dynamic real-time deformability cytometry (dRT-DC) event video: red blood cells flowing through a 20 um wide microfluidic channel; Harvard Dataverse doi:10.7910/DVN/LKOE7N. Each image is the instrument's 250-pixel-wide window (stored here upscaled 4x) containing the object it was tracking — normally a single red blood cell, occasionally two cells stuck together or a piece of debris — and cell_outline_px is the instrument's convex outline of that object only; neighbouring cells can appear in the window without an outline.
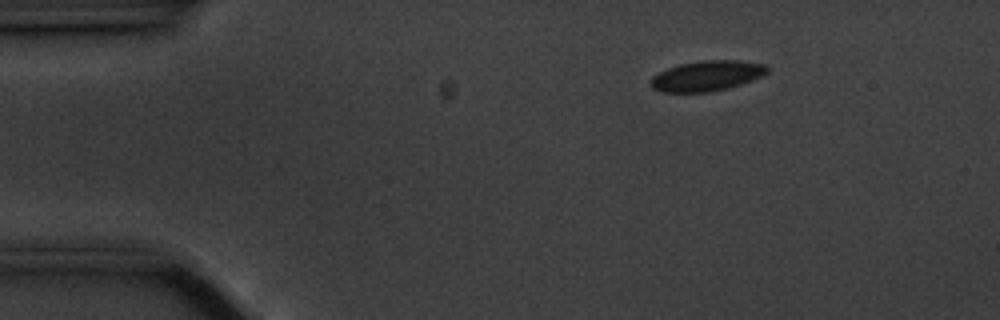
{"species": "common noctule bat (a hibernating species)", "species_latin": "Nyctalus noctula", "temperature_condition": "cold", "stored_images_in_passage": 51, "camera_frame_rate_fps": 3000, "um_per_image_px": 0.085, "animal": {"sex": "male", "body_mass_g": 20.1, "forearm_length_mm": 53.5}, "frame": {"image": 1, "passage_image": 3, "time_ms": 0.667, "image_size_px": [1000, 320], "cell_outline_px": [[768, 72], [752, 80], [728, 88], [708, 92], [664, 92], [652, 88], [652, 76], [668, 68], [680, 64], [704, 60], [736, 60], [764, 64], [768, 68]], "centroid_in_image_um": [60.09, 6.44], "position_along_channel_um": 24.9, "area_um2": 20.29}}
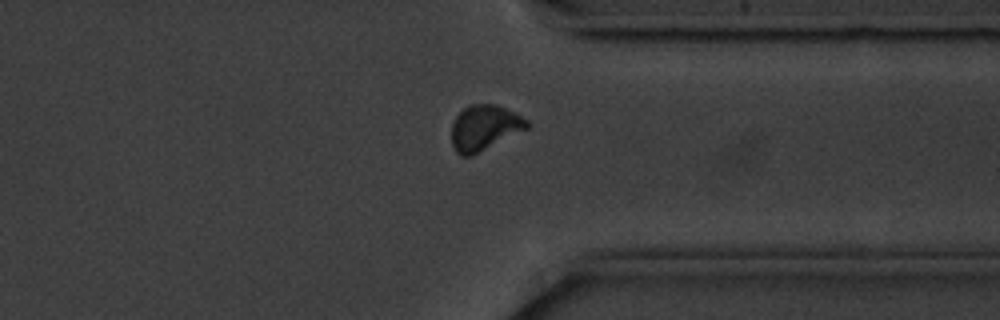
{"frame": {"image": 2, "passage_image": 38, "time_ms": 12.333, "image_size_px": [1000, 320], "cell_outline_px": [[532, 124], [528, 128], [472, 156], [460, 156], [456, 152], [452, 144], [452, 124], [456, 116], [468, 104], [496, 104], [528, 120]], "centroid_in_image_um": [41.17, 10.86], "position_along_channel_um": 370.2, "area_um2": 19.88}}
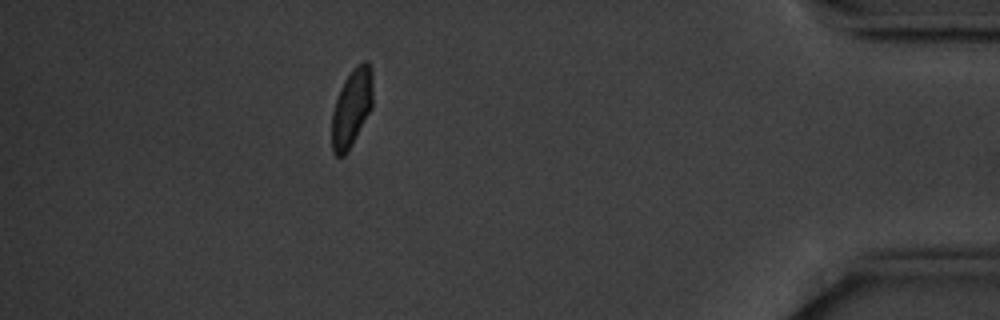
{"frame": {"image": 3, "passage_image": 45, "time_ms": 14.667, "image_size_px": [1000, 320], "cell_outline_px": [[372, 108], [348, 152], [344, 156], [336, 156], [332, 152], [332, 112], [340, 88], [344, 80], [352, 68], [356, 64], [364, 60], [368, 60], [372, 68]], "centroid_in_image_um": [29.9, 9.14], "position_along_channel_um": 405.3, "area_um2": 18.9}, "authors_computed_cell_mechanics": {"area_um2": 20.1722, "velocity_mm_per_s": 3.5102, "shape_relaxation_time_tau1_ms": 3.0525, "shape_relaxation_time_tau2_ms": null, "deformation_change_tau1": 0.0738, "deformation_change_tau2": null}}